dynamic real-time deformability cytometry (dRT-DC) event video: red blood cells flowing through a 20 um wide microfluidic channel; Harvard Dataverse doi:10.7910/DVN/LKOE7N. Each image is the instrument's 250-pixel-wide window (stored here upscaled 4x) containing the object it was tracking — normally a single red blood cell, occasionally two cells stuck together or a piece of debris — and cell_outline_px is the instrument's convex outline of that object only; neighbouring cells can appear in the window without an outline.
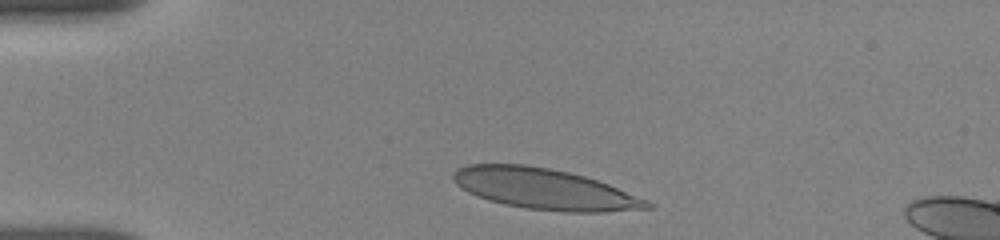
{"species": "human", "species_latin": "Homo sapiens", "temperature_condition": "room temperature", "stored_images_in_passage": 9, "camera_frame_rate_fps": 3000, "um_per_image_px": 0.085, "donor": {"sex": "female"}, "frame": {"image": 1, "passage_image": 1, "time_ms": 0.0, "image_size_px": [1000, 240], "cell_outline_px": [[652, 208], [604, 212], [568, 212], [524, 208], [504, 204], [488, 200], [468, 192], [460, 188], [452, 180], [452, 172], [456, 168], [468, 164], [524, 164], [548, 168], [568, 172], [584, 176], [608, 184], [648, 200], [652, 204]], "centroid_in_image_um": [46.24, 16.06], "position_along_channel_um": 38.8, "area_um2": 46.12}}
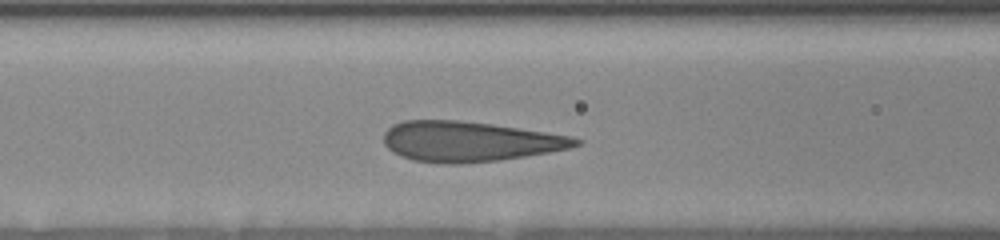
{"frame": {"image": 2, "passage_image": 6, "time_ms": 3.333, "image_size_px": [1000, 240], "cell_outline_px": [[584, 140], [580, 144], [568, 148], [548, 152], [500, 160], [460, 164], [440, 164], [412, 160], [400, 156], [392, 152], [384, 144], [384, 132], [392, 124], [404, 120], [460, 120], [492, 124], [544, 132], [568, 136]], "centroid_in_image_um": [39.83, 12.03], "position_along_channel_um": 126.8, "area_um2": 44.97}}
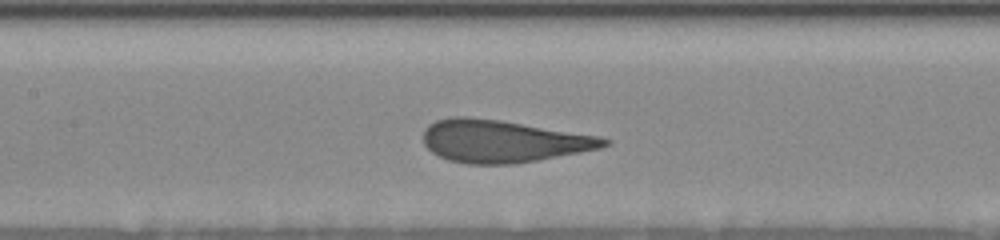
{"frame": {"image": 3, "passage_image": 8, "time_ms": 4.333, "image_size_px": [1000, 240], "cell_outline_px": [[612, 144], [600, 148], [536, 160], [512, 164], [468, 164], [448, 160], [432, 152], [424, 144], [424, 128], [428, 124], [436, 120], [452, 116], [468, 116], [500, 120], [600, 136], [612, 140]], "centroid_in_image_um": [42.73, 11.99], "position_along_channel_um": 164.7, "area_um2": 44.62}}